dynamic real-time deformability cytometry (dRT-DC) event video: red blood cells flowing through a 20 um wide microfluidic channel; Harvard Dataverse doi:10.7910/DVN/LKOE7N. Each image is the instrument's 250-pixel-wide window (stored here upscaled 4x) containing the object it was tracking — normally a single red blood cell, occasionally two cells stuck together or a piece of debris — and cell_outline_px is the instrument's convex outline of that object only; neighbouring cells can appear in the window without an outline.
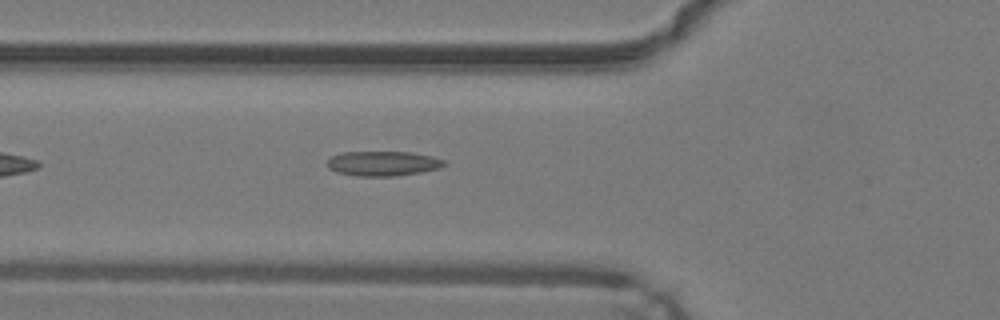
{"species": "common noctule bat (a hibernating species)", "species_latin": "Nyctalus noctula", "temperature_condition": "warm", "stored_images_in_passage": 31, "camera_frame_rate_fps": 3000, "um_per_image_px": 0.085, "animal": {"sex": "male", "body_mass_g": 19.2, "forearm_length_mm": 51.8}, "frame": {"image": 1, "passage_image": 2, "time_ms": 0.333, "image_size_px": [1000, 320], "cell_outline_px": [[448, 164], [440, 168], [420, 172], [396, 176], [360, 176], [336, 172], [328, 168], [328, 160], [332, 156], [344, 152], [412, 152], [432, 156], [444, 160]], "centroid_in_image_um": [32.59, 13.89], "position_along_channel_um": 93.2, "area_um2": 16.88}}
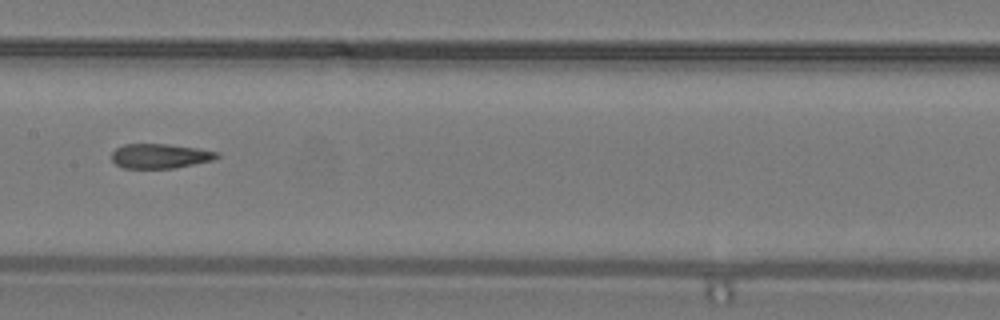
{"frame": {"image": 2, "passage_image": 9, "time_ms": 2.667, "image_size_px": [1000, 320], "cell_outline_px": [[220, 156], [212, 160], [176, 168], [124, 168], [116, 164], [112, 160], [112, 152], [116, 148], [124, 144], [168, 144], [196, 148], [220, 152]], "centroid_in_image_um": [13.61, 13.26], "position_along_channel_um": 193.8, "area_um2": 15.09}}
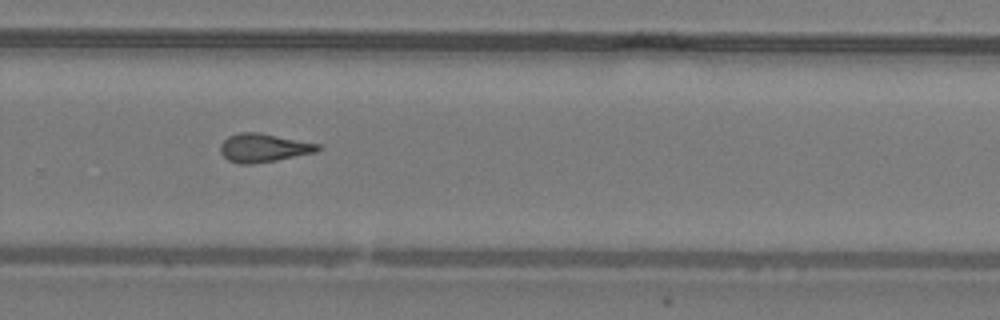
{"frame": {"image": 3, "passage_image": 17, "time_ms": 5.333, "image_size_px": [1000, 320], "cell_outline_px": [[324, 148], [316, 152], [276, 160], [252, 164], [240, 164], [228, 160], [220, 152], [220, 144], [228, 136], [240, 132], [260, 132], [320, 144]], "centroid_in_image_um": [22.42, 12.56], "position_along_channel_um": 307.4, "area_um2": 16.3}}